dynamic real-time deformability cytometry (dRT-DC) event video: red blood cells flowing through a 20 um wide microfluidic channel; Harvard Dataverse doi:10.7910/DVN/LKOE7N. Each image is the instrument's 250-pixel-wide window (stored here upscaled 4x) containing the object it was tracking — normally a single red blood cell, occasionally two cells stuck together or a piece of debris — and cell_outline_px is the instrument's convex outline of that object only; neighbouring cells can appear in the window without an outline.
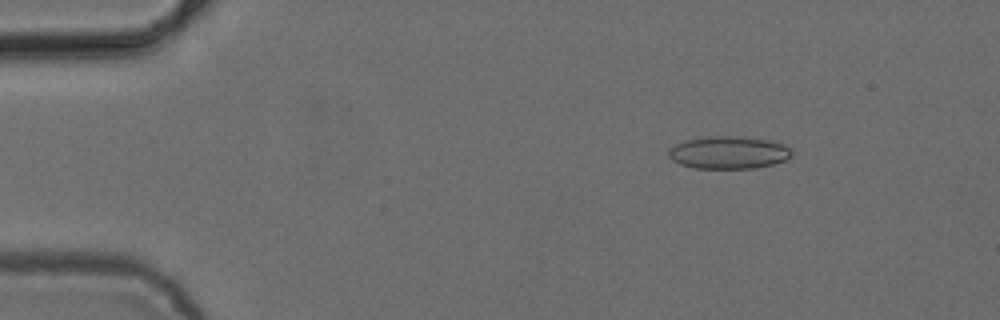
{"species": "common noctule bat (a hibernating species)", "species_latin": "Nyctalus noctula", "temperature_condition": "cold", "stored_images_in_passage": 44, "camera_frame_rate_fps": 3000, "um_per_image_px": 0.085, "animal": {"sex": "female", "body_mass_g": 24.6, "forearm_length_mm": 56.2}, "frame": {"image": 1, "passage_image": 3, "time_ms": 0.667, "image_size_px": [1000, 320], "cell_outline_px": [[792, 156], [788, 160], [772, 164], [752, 168], [696, 168], [680, 164], [672, 160], [668, 156], [668, 152], [676, 144], [684, 140], [708, 136], [740, 136], [772, 140], [784, 144], [792, 148]], "centroid_in_image_um": [61.98, 12.95], "position_along_channel_um": 23.0, "area_um2": 23.58}}
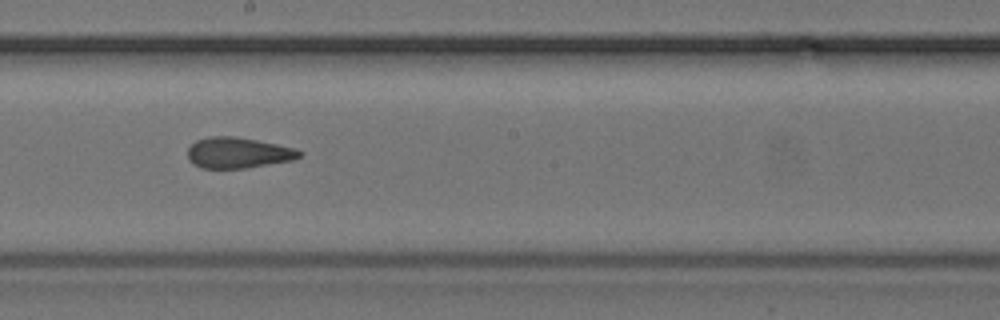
{"frame": {"image": 2, "passage_image": 25, "time_ms": 8.0, "image_size_px": [1000, 320], "cell_outline_px": [[304, 152], [300, 156], [292, 160], [244, 168], [200, 168], [192, 164], [188, 160], [188, 148], [196, 140], [208, 136], [236, 136], [296, 148]], "centroid_in_image_um": [20.21, 12.98], "position_along_channel_um": 228.0, "area_um2": 20.11}}
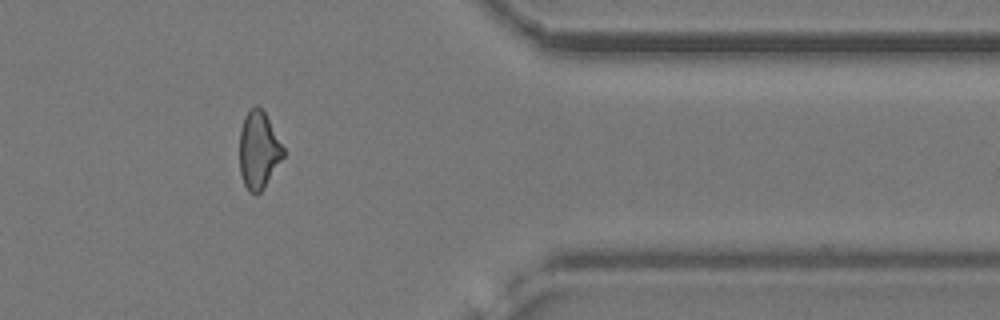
{"frame": {"image": 3, "passage_image": 39, "time_ms": 12.667, "image_size_px": [1000, 320], "cell_outline_px": [[284, 156], [264, 188], [256, 196], [248, 192], [244, 184], [240, 172], [240, 128], [244, 116], [256, 104], [264, 112], [284, 148]], "centroid_in_image_um": [21.97, 12.8], "position_along_channel_um": 389.4, "area_um2": 19.65}, "authors_computed_cell_mechanics": {"area_um2": 20.4901, "velocity_mm_per_s": 3.8747, "shape_relaxation_time_tau1_ms": 7.6994, "shape_relaxation_time_tau2_ms": 2.5051, "deformation_change_tau1": 0.1279, "deformation_change_tau2": 0.0983}}